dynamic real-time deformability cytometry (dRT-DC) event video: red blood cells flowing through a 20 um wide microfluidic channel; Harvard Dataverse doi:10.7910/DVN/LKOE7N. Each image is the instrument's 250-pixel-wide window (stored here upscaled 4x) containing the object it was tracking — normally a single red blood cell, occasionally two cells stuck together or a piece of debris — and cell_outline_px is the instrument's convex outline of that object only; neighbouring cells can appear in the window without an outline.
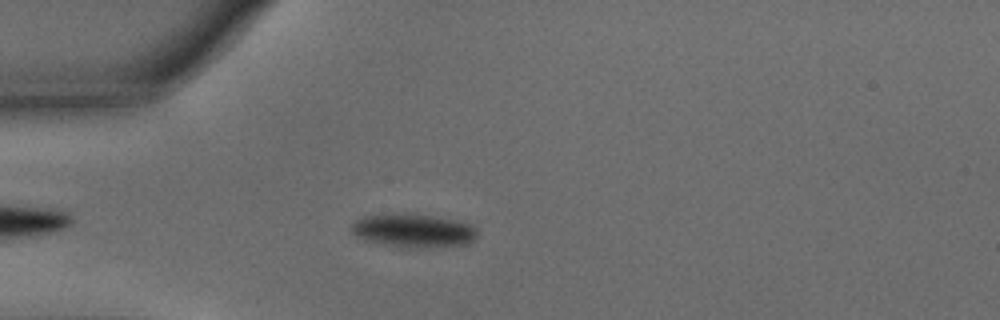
{"species": "common noctule bat (a hibernating species)", "species_latin": "Nyctalus noctula", "temperature_condition": "warm", "stored_images_in_passage": 46, "camera_frame_rate_fps": 3000, "um_per_image_px": 0.085, "animal": {"sex": "male", "body_mass_g": 15.6}, "frame": {"image": 1, "passage_image": 5, "time_ms": 1.333, "image_size_px": [1000, 320], "cell_outline_px": [[476, 236], [468, 244], [428, 248], [400, 248], [364, 240], [356, 236], [352, 232], [352, 224], [356, 220], [364, 216], [432, 216], [456, 220], [472, 224], [476, 228]], "centroid_in_image_um": [35.18, 19.66], "position_along_channel_um": 49.8, "area_um2": 23.99}}
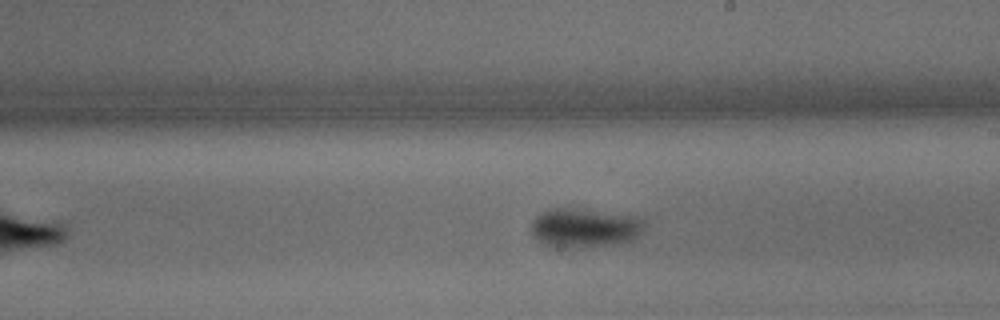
{"frame": {"image": 2, "passage_image": 22, "time_ms": 7.0, "image_size_px": [1000, 320], "cell_outline_px": [[644, 224], [640, 232], [632, 240], [612, 244], [580, 248], [552, 248], [544, 244], [532, 236], [532, 220], [540, 212], [556, 208], [588, 208], [636, 216], [644, 220]], "centroid_in_image_um": [49.65, 19.36], "position_along_channel_um": 239.3, "area_um2": 26.3}}
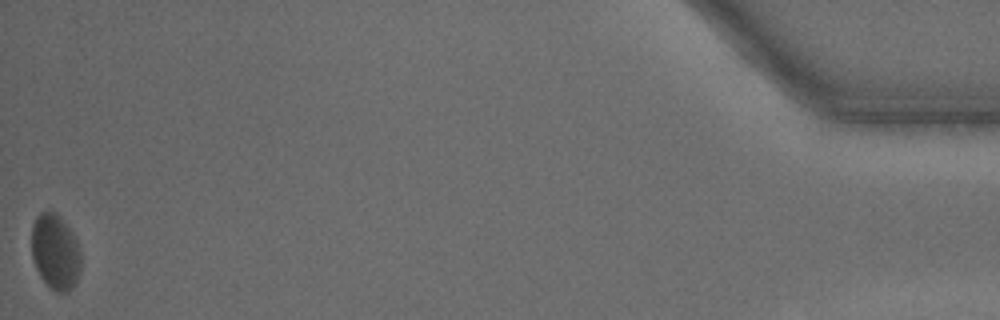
{"frame": {"image": 3, "passage_image": 46, "time_ms": 15.0, "image_size_px": [1000, 320], "cell_outline_px": [[80, 272], [72, 288], [64, 292], [56, 292], [40, 276], [36, 268], [32, 256], [32, 224], [36, 216], [40, 212], [56, 212], [60, 216], [72, 232], [80, 248]], "centroid_in_image_um": [4.7, 21.38], "position_along_channel_um": 430.5, "area_um2": 21.56}, "authors_computed_cell_mechanics": {"area_um2": 23.9003, "velocity_mm_per_s": 3.5722, "shape_relaxation_time_tau1_ms": 3.6169, "shape_relaxation_time_tau2_ms": null, "deformation_change_tau1": 0.1097, "deformation_change_tau2": null}}